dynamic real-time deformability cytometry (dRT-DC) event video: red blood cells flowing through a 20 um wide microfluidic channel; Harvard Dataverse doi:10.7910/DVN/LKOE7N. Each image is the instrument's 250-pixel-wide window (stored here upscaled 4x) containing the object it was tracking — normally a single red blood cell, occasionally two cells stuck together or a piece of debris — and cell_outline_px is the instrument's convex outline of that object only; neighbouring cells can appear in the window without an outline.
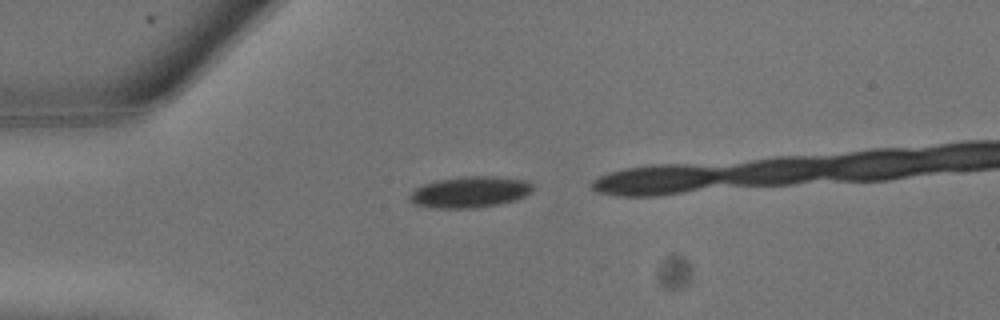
{"species": "common noctule bat (a hibernating species)", "species_latin": "Nyctalus noctula", "temperature_condition": "warm", "stored_images_in_passage": 7, "camera_frame_rate_fps": 3000, "um_per_image_px": 0.085, "animal": {"sex": "male", "body_mass_g": 13.3}, "frame": {"image": 1, "passage_image": 2, "time_ms": 0.333, "image_size_px": [1000, 320], "cell_outline_px": [[532, 192], [524, 196], [512, 200], [496, 204], [472, 208], [436, 208], [416, 204], [408, 196], [416, 188], [424, 184], [436, 180], [464, 176], [496, 176], [528, 180], [532, 184]], "centroid_in_image_um": [39.96, 16.3], "position_along_channel_um": 45.0, "area_um2": 22.14}}
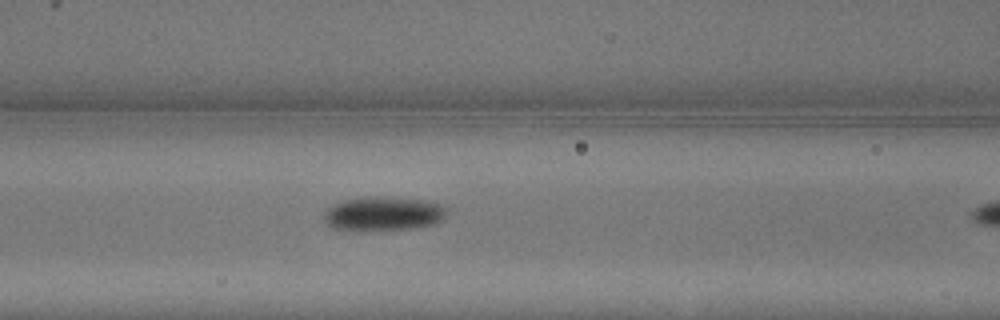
{"frame": {"image": 2, "passage_image": 6, "time_ms": 1.667, "image_size_px": [1000, 320], "cell_outline_px": [[448, 212], [444, 220], [436, 224], [420, 228], [368, 232], [352, 232], [332, 228], [324, 224], [324, 212], [328, 208], [344, 200], [364, 196], [384, 196], [424, 200], [444, 204], [448, 208]], "centroid_in_image_um": [32.61, 18.2], "position_along_channel_um": 134.0, "area_um2": 25.78}}